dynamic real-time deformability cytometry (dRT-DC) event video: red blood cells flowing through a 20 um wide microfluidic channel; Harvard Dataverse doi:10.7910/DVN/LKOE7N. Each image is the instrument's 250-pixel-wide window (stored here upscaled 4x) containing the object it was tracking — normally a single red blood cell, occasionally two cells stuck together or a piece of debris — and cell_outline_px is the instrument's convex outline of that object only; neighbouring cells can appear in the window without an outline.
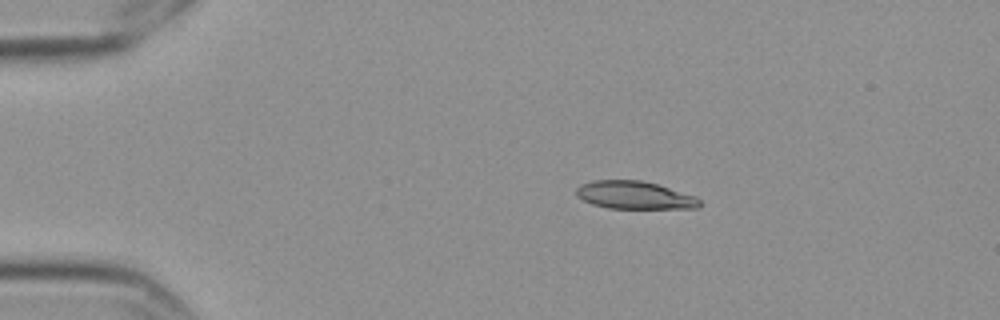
{"species": "Egyptian fruit bat (a non-hibernating species)", "species_latin": "Rousettus aegyptiacus", "temperature_condition": "cold", "stored_images_in_passage": 6, "camera_frame_rate_fps": 3000, "um_per_image_px": 0.085, "frame": {"image": 1, "passage_image": 2, "time_ms": 0.333, "image_size_px": [1000, 320], "cell_outline_px": [[704, 204], [700, 208], [608, 208], [592, 204], [576, 196], [576, 188], [580, 184], [592, 180], [640, 180], [656, 184], [696, 196]], "centroid_in_image_um": [53.94, 16.59], "position_along_channel_um": 31.1, "area_um2": 20.06}}
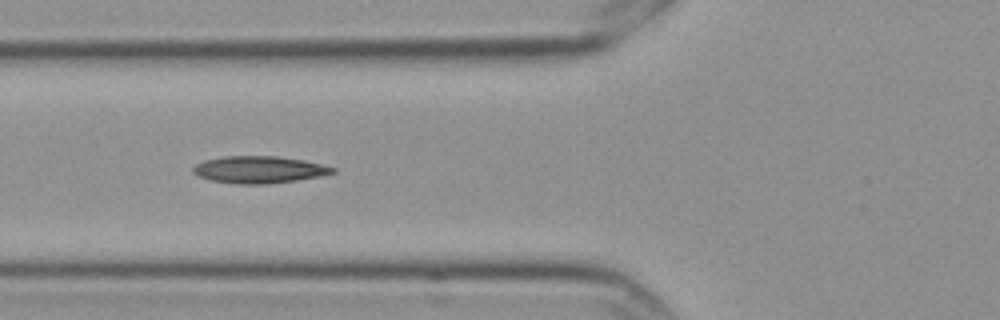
{"frame": {"image": 2, "passage_image": 5, "time_ms": 1.333, "image_size_px": [1000, 320], "cell_outline_px": [[336, 172], [320, 176], [296, 180], [268, 184], [236, 184], [212, 180], [196, 176], [192, 172], [192, 168], [196, 164], [204, 160], [224, 156], [276, 156], [304, 160], [336, 168]], "centroid_in_image_um": [21.99, 14.42], "position_along_channel_um": 103.8, "area_um2": 22.02}}
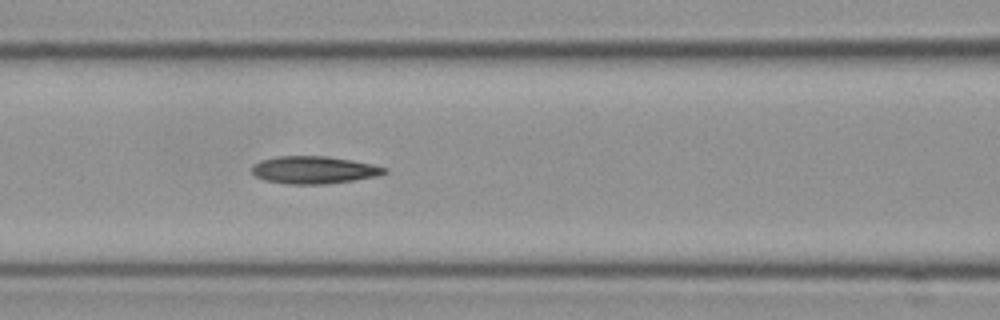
{"frame": {"image": 3, "passage_image": 6, "time_ms": 1.667, "image_size_px": [1000, 320], "cell_outline_px": [[388, 172], [376, 176], [352, 180], [324, 184], [288, 184], [264, 180], [256, 176], [252, 172], [252, 164], [260, 160], [276, 156], [328, 156], [352, 160], [372, 164], [388, 168]], "centroid_in_image_um": [26.66, 14.43], "position_along_channel_um": 139.9, "area_um2": 21.27}}